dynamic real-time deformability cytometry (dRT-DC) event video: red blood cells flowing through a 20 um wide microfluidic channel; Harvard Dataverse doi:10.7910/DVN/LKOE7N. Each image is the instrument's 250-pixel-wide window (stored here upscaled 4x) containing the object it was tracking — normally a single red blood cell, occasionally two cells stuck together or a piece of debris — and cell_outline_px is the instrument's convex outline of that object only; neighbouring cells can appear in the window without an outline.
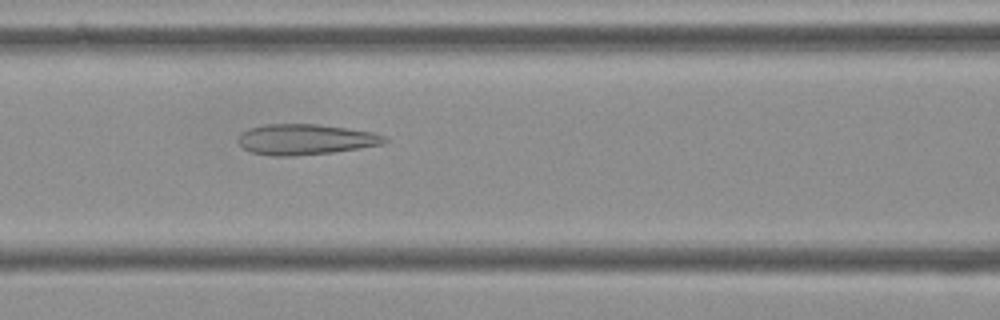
{"species": "Egyptian fruit bat (a non-hibernating species)", "species_latin": "Rousettus aegyptiacus", "temperature_condition": "cold", "stored_images_in_passage": 54, "camera_frame_rate_fps": 3000, "um_per_image_px": 0.085, "frame": {"image": 1, "passage_image": 22, "time_ms": 7.0, "image_size_px": [1000, 320], "cell_outline_px": [[388, 140], [384, 144], [360, 148], [332, 152], [292, 156], [272, 156], [252, 152], [244, 148], [236, 140], [240, 132], [248, 128], [264, 124], [316, 124], [348, 128], [376, 132], [384, 136]], "centroid_in_image_um": [25.95, 11.84], "position_along_channel_um": 140.6, "area_um2": 26.3}}
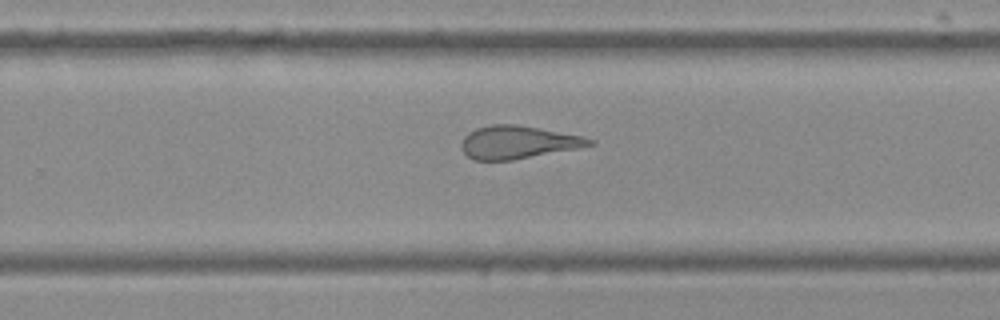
{"frame": {"image": 2, "passage_image": 34, "time_ms": 11.0, "image_size_px": [1000, 320], "cell_outline_px": [[596, 144], [580, 148], [512, 160], [476, 160], [468, 156], [464, 152], [460, 144], [464, 136], [468, 132], [476, 128], [492, 124], [516, 124], [580, 136], [596, 140]], "centroid_in_image_um": [44.02, 12.09], "position_along_channel_um": 285.8, "area_um2": 24.45}}
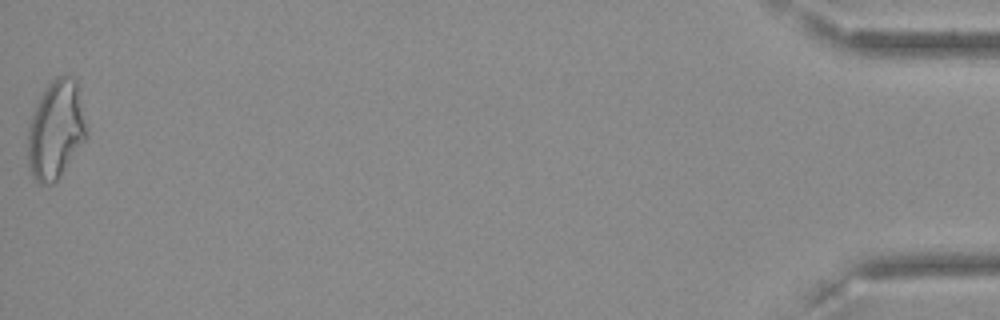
{"frame": {"image": 3, "passage_image": 54, "time_ms": 17.667, "image_size_px": [1000, 320], "cell_outline_px": [[88, 136], [60, 176], [52, 184], [40, 184], [36, 180], [28, 164], [28, 128], [32, 116], [40, 96], [44, 88], [56, 76], [72, 76], [76, 80]], "centroid_in_image_um": [4.74, 11.03], "position_along_channel_um": 430.5, "area_um2": 33.29}, "authors_computed_cell_mechanics": {"area_um2": 28.2642, "velocity_mm_per_s": 3.637, "shape_relaxation_time_tau1_ms": null, "shape_relaxation_time_tau2_ms": 1.6542, "deformation_change_tau1": null, "deformation_change_tau2": 0.1286}}